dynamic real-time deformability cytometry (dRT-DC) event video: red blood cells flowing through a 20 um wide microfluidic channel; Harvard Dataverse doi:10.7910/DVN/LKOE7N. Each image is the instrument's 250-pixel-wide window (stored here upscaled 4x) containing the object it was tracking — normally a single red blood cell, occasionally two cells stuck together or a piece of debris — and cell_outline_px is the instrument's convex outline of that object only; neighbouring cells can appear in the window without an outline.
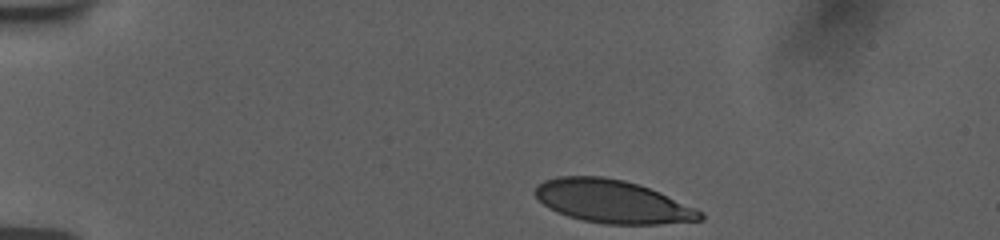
{"species": "human", "species_latin": "Homo sapiens", "temperature_condition": "room temperature", "stored_images_in_passage": 38, "camera_frame_rate_fps": 3000, "um_per_image_px": 0.085, "donor": {"sex": "female"}, "frame": {"image": 1, "passage_image": 1, "time_ms": 0.0, "image_size_px": [1000, 240], "cell_outline_px": [[704, 220], [656, 224], [608, 224], [584, 220], [568, 216], [556, 212], [548, 208], [536, 196], [536, 184], [544, 180], [560, 176], [604, 176], [624, 180], [640, 184], [660, 192], [696, 208], [704, 212]], "centroid_in_image_um": [52.08, 17.12], "position_along_channel_um": 32.9, "area_um2": 41.44}}
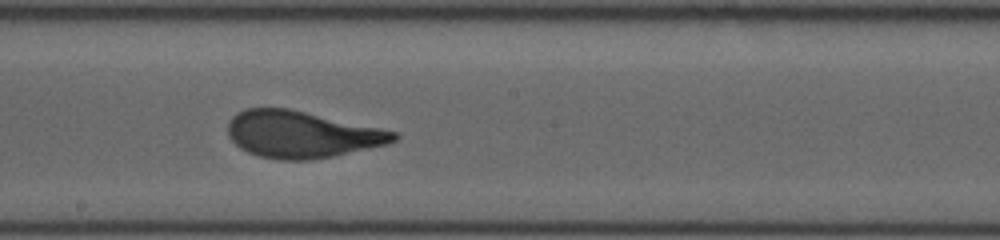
{"frame": {"image": 2, "passage_image": 22, "time_ms": 7.0, "image_size_px": [1000, 240], "cell_outline_px": [[400, 136], [396, 140], [388, 144], [332, 156], [312, 160], [280, 160], [260, 156], [248, 152], [240, 148], [228, 136], [228, 120], [236, 112], [244, 108], [288, 108], [400, 132]], "centroid_in_image_um": [25.64, 11.42], "position_along_channel_um": 222.6, "area_um2": 45.37}}
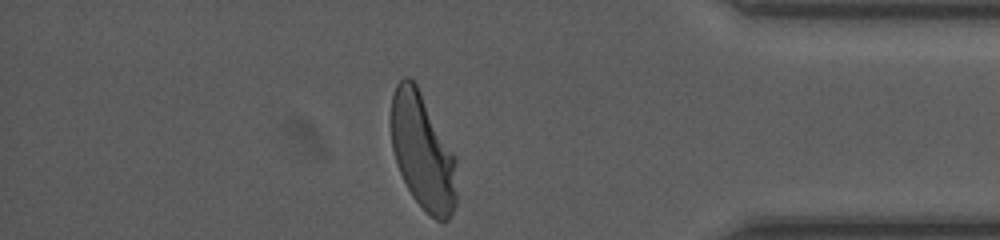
{"frame": {"image": 3, "passage_image": 38, "time_ms": 12.333, "image_size_px": [1000, 240], "cell_outline_px": [[456, 204], [448, 220], [444, 224], [436, 220], [412, 196], [400, 172], [392, 148], [392, 96], [396, 84], [404, 76], [408, 76], [416, 84], [456, 156]], "centroid_in_image_um": [35.95, 12.91], "position_along_channel_um": 399.3, "area_um2": 44.04}, "authors_computed_cell_mechanics": {"area_um2": 45.0551, "velocity_mm_per_s": 3.7613, "shape_relaxation_time_tau1_ms": 4.1322, "shape_relaxation_time_tau2_ms": null, "deformation_change_tau1": 0.2044, "deformation_change_tau2": null}}